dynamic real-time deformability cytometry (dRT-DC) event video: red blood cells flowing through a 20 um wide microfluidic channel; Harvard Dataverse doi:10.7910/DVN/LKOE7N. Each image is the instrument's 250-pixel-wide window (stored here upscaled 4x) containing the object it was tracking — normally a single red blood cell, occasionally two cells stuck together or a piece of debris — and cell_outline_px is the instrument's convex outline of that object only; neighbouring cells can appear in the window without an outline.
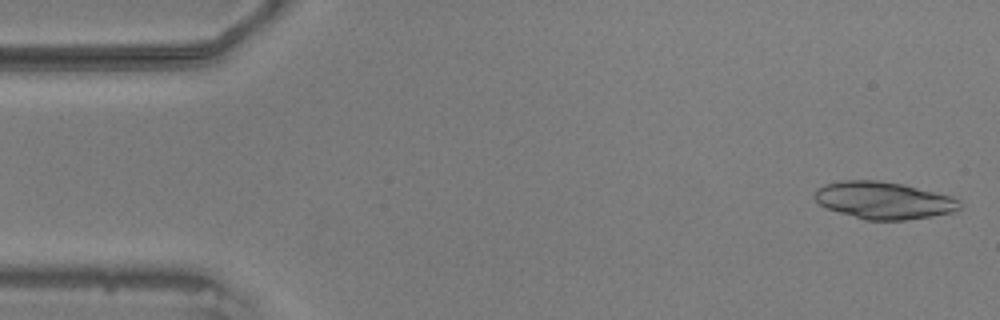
{"species": "common noctule bat (a hibernating species)", "species_latin": "Nyctalus noctula", "temperature_condition": "warm", "stored_images_in_passage": 54, "camera_frame_rate_fps": 3000, "um_per_image_px": 0.085, "animal": {"sex": "male", "body_mass_g": 20.5, "forearm_length_mm": 52.5}, "frame": {"image": 1, "passage_image": 1, "time_ms": 0.0, "image_size_px": [1000, 320], "cell_outline_px": [[960, 208], [952, 212], [932, 216], [904, 220], [864, 220], [828, 208], [820, 204], [812, 196], [816, 188], [824, 184], [840, 180], [880, 180], [904, 184], [952, 196], [960, 200]], "centroid_in_image_um": [75.1, 17.01], "position_along_channel_um": 9.9, "area_um2": 31.62}}